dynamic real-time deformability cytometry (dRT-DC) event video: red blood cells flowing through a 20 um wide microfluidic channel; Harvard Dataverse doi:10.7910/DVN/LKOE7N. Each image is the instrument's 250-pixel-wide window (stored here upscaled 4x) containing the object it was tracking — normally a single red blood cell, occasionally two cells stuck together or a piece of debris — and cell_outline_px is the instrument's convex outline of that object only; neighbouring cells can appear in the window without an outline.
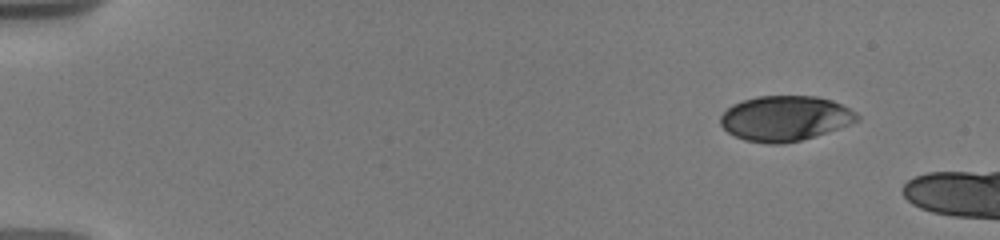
{"species": "human", "species_latin": "Homo sapiens", "temperature_condition": "warm", "stored_images_in_passage": 4, "camera_frame_rate_fps": 3000, "um_per_image_px": 0.085, "donor": {"sex": "male"}, "frame": {"image": 1, "passage_image": 1, "time_ms": 0.0, "image_size_px": [1000, 240], "cell_outline_px": [[860, 120], [800, 140], [784, 144], [768, 144], [744, 140], [728, 132], [720, 124], [720, 116], [732, 104], [756, 96], [816, 96], [832, 100], [856, 112], [860, 116]], "centroid_in_image_um": [66.7, 10.05], "position_along_channel_um": 18.3, "area_um2": 35.66}}